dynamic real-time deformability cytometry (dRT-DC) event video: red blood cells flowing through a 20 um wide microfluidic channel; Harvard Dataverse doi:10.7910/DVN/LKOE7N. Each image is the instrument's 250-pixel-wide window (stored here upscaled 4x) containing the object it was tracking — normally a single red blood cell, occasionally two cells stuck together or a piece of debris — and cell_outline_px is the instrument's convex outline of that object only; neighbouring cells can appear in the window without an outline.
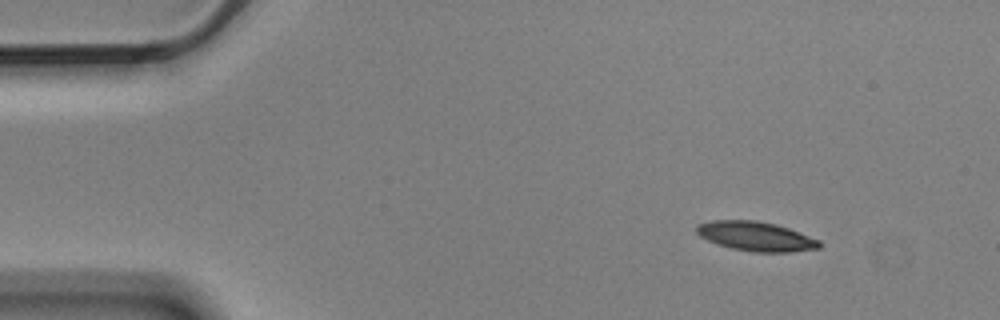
{"species": "Egyptian fruit bat (a non-hibernating species)", "species_latin": "Rousettus aegyptiacus", "temperature_condition": "cold", "stored_images_in_passage": 4, "camera_frame_rate_fps": 3000, "um_per_image_px": 0.085, "animal": {"sex": "male"}, "frame": {"image": 1, "passage_image": 1, "time_ms": 0.0, "image_size_px": [1000, 320], "cell_outline_px": [[820, 248], [788, 252], [752, 252], [732, 248], [716, 244], [700, 236], [696, 232], [696, 228], [700, 224], [712, 220], [756, 220], [776, 224], [788, 228], [820, 240]], "centroid_in_image_um": [64.25, 20.09], "position_along_channel_um": 20.8, "area_um2": 20.92}}